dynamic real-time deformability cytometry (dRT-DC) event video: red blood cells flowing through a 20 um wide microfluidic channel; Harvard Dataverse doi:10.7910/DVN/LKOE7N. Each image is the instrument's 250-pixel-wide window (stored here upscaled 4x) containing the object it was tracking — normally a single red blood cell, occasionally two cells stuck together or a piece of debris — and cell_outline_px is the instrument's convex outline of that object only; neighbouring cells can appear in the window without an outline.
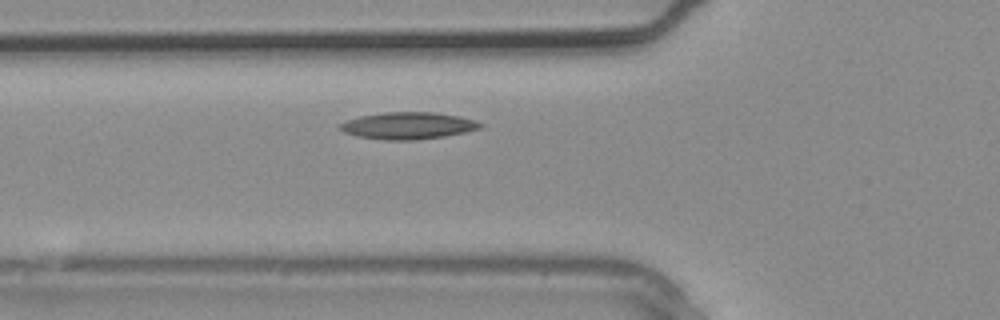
{"species": "common noctule bat (a hibernating species)", "species_latin": "Nyctalus noctula", "temperature_condition": "warm", "stored_images_in_passage": 2, "camera_frame_rate_fps": 3000, "um_per_image_px": 0.085, "animal": {"sex": "male", "body_mass_g": 20.4}, "frame": {"image": 1, "passage_image": 2, "time_ms": 0.333, "image_size_px": [1000, 320], "cell_outline_px": [[484, 124], [480, 128], [468, 132], [444, 136], [416, 140], [384, 140], [356, 136], [344, 132], [340, 128], [340, 124], [348, 120], [360, 116], [384, 112], [436, 112], [460, 116], [476, 120]], "centroid_in_image_um": [34.73, 10.68], "position_along_channel_um": 91.1, "area_um2": 22.14}}